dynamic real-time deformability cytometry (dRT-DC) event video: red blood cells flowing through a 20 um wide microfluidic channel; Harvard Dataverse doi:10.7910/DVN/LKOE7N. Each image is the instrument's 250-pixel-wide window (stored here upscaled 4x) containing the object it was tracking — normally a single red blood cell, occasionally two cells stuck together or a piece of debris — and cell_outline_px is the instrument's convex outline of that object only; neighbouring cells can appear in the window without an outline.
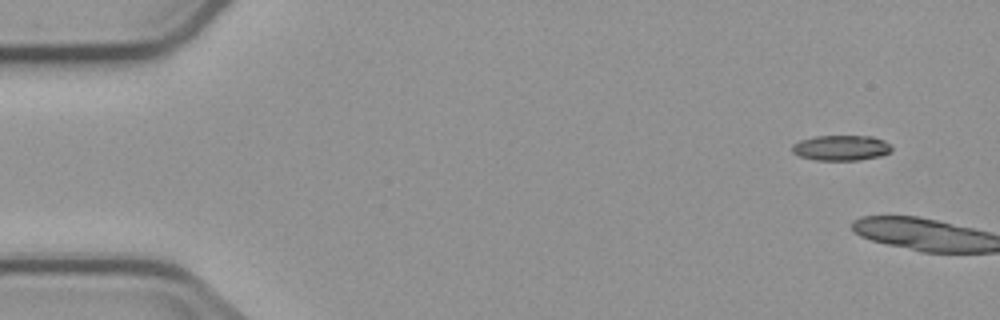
{"species": "common noctule bat (a hibernating species)", "species_latin": "Nyctalus noctula", "temperature_condition": "cold", "stored_images_in_passage": 2, "camera_frame_rate_fps": 3000, "um_per_image_px": 0.085, "animal": {"sex": "male", "body_mass_g": 23.1, "forearm_length_mm": 52.7}, "frame": {"image": 1, "passage_image": 1, "time_ms": 0.0, "image_size_px": [1000, 320], "cell_outline_px": [[892, 148], [888, 152], [880, 156], [860, 160], [816, 160], [800, 156], [792, 152], [792, 144], [800, 140], [816, 136], [872, 136], [884, 140], [892, 144]], "centroid_in_image_um": [71.51, 12.56], "position_along_channel_um": 13.5, "area_um2": 14.74}}